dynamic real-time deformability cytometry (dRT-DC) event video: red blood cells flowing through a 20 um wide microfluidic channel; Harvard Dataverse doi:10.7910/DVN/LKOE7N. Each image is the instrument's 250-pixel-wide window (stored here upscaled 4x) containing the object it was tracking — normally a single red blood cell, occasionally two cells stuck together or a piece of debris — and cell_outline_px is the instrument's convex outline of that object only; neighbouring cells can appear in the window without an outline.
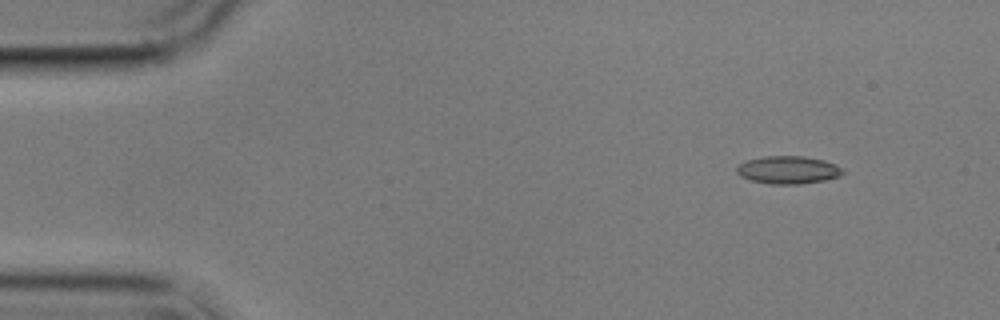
{"species": "common noctule bat (a hibernating species)", "species_latin": "Nyctalus noctula", "temperature_condition": "cold", "stored_images_in_passage": 3, "camera_frame_rate_fps": 3000, "um_per_image_px": 0.085, "animal": {"sex": "male", "body_mass_g": 17.9}, "frame": {"image": 1, "passage_image": 1, "time_ms": 0.0, "image_size_px": [1000, 320], "cell_outline_px": [[844, 172], [840, 176], [824, 180], [800, 184], [768, 184], [752, 180], [740, 176], [736, 172], [736, 168], [740, 164], [748, 160], [764, 156], [804, 156], [824, 160], [836, 164]], "centroid_in_image_um": [66.99, 14.44], "position_along_channel_um": 18.0, "area_um2": 17.11}}
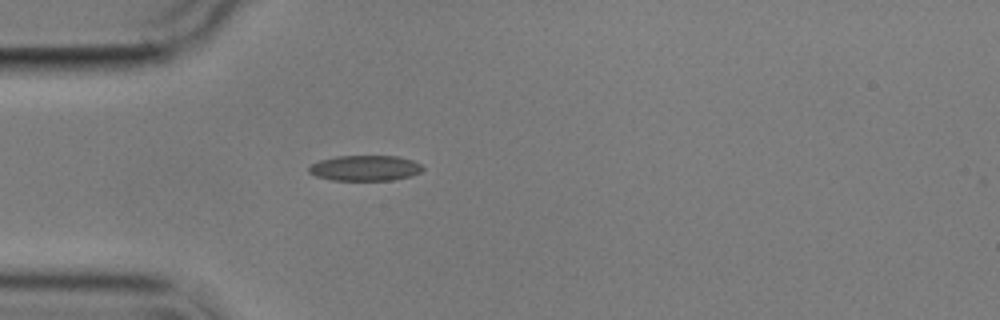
{"frame": {"image": 2, "passage_image": 3, "time_ms": 3.333, "image_size_px": [1000, 320], "cell_outline_px": [[424, 168], [420, 172], [412, 176], [392, 180], [332, 180], [316, 176], [308, 172], [308, 168], [312, 164], [320, 160], [336, 156], [400, 156], [412, 160], [420, 164]], "centroid_in_image_um": [31.04, 14.28], "position_along_channel_um": 54.0, "area_um2": 16.94}}